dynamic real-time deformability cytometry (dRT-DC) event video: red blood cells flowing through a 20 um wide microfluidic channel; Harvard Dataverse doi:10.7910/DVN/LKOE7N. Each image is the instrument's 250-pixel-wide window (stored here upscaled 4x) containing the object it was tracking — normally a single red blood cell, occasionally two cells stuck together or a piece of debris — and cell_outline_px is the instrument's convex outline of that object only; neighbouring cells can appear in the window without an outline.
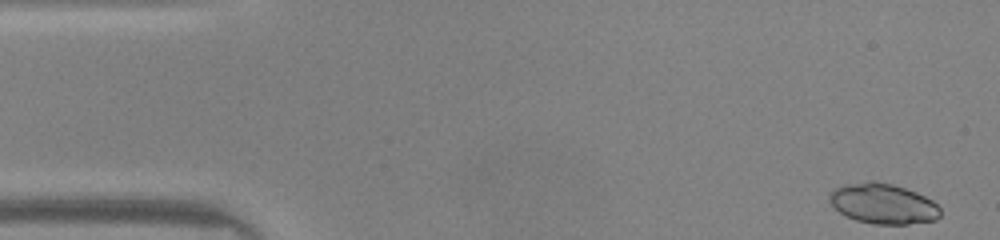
{"species": "common noctule bat (a hibernating species)", "species_latin": "Nyctalus noctula", "temperature_condition": "warm", "stored_images_in_passage": 47, "camera_frame_rate_fps": 3000, "um_per_image_px": 0.085, "animal": {"sex": "male", "body_mass_g": 20.0, "forearm_length_mm": 53.3}, "frame": {"image": 1, "passage_image": 1, "time_ms": 0.0, "image_size_px": [1000, 240], "cell_outline_px": [[940, 216], [936, 220], [908, 224], [872, 224], [856, 220], [840, 212], [828, 200], [828, 196], [832, 188], [844, 184], [868, 180], [872, 180], [892, 184], [916, 192], [932, 200], [940, 208]], "centroid_in_image_um": [75.04, 17.3], "position_along_channel_um": 10.0, "area_um2": 26.18}}
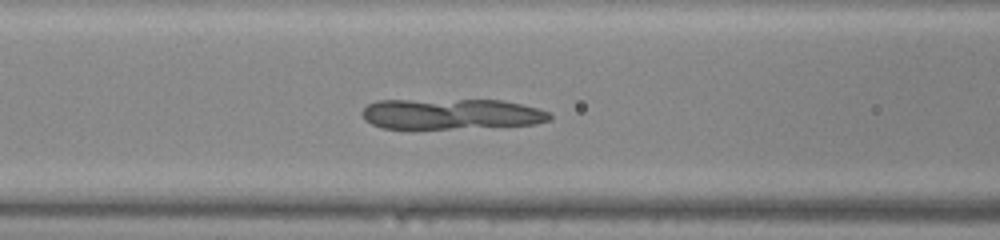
{"frame": {"image": 2, "passage_image": 18, "time_ms": 5.667, "image_size_px": [1000, 240], "cell_outline_px": [[552, 120], [536, 124], [448, 128], [380, 128], [364, 120], [360, 112], [368, 104], [376, 100], [504, 100], [536, 108], [548, 112], [552, 116]], "centroid_in_image_um": [38.31, 9.68], "position_along_channel_um": 128.3, "area_um2": 33.29}}
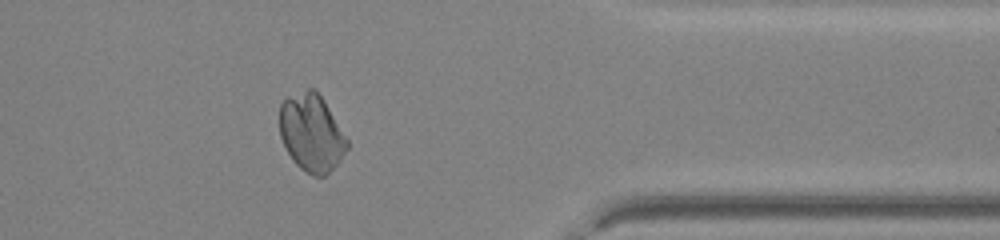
{"frame": {"image": 3, "passage_image": 38, "time_ms": 12.333, "image_size_px": [1000, 240], "cell_outline_px": [[348, 148], [340, 160], [324, 176], [312, 176], [300, 168], [292, 160], [280, 136], [280, 104], [288, 96], [308, 88], [316, 88], [324, 100], [348, 140]], "centroid_in_image_um": [26.47, 11.27], "position_along_channel_um": 384.9, "area_um2": 30.4}}